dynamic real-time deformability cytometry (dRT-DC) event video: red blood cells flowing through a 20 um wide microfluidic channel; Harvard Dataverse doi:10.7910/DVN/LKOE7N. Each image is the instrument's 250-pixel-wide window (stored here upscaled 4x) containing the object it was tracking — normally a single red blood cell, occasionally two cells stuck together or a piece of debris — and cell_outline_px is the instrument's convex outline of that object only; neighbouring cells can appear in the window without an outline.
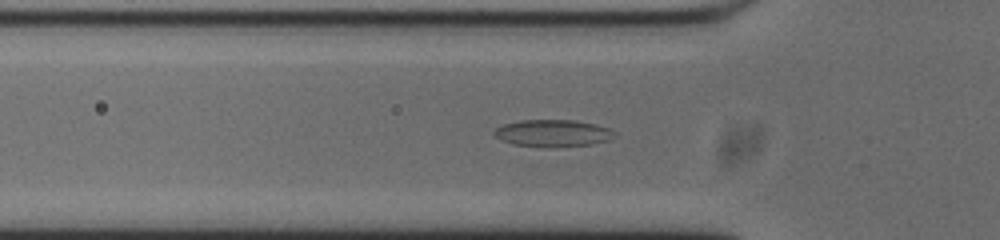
{"species": "common noctule bat (a hibernating species)", "species_latin": "Nyctalus noctula", "temperature_condition": "cold", "stored_images_in_passage": 45, "camera_frame_rate_fps": 3000, "um_per_image_px": 0.085, "animal": {"sex": "male", "body_mass_g": 20.0, "forearm_length_mm": 53.3}, "frame": {"image": 1, "passage_image": 7, "time_ms": 2.0, "image_size_px": [1000, 240], "cell_outline_px": [[616, 132], [608, 140], [592, 144], [556, 148], [548, 148], [512, 144], [500, 140], [492, 132], [496, 128], [504, 124], [520, 120], [576, 120], [596, 124], [608, 128]], "centroid_in_image_um": [46.97, 11.33], "position_along_channel_um": 78.8, "area_um2": 19.19}}
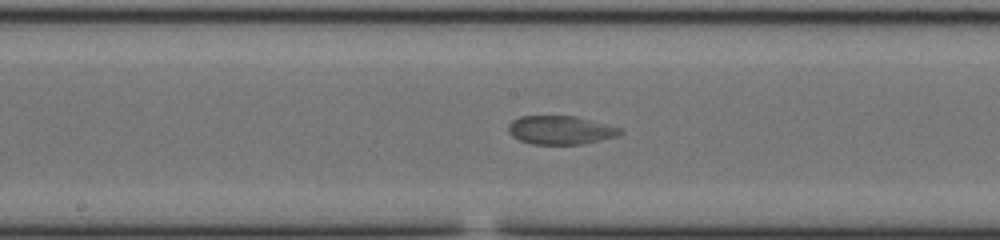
{"frame": {"image": 2, "passage_image": 17, "time_ms": 5.333, "image_size_px": [1000, 240], "cell_outline_px": [[624, 132], [616, 136], [600, 140], [580, 144], [532, 144], [520, 140], [512, 136], [508, 132], [508, 124], [512, 120], [520, 116], [576, 116], [620, 128]], "centroid_in_image_um": [47.6, 11.05], "position_along_channel_um": 200.6, "area_um2": 18.5}}
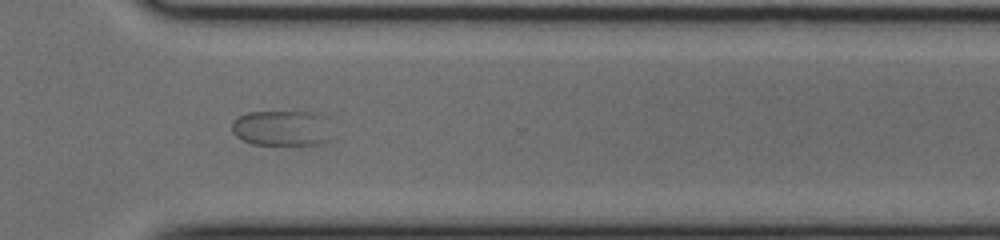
{"frame": {"image": 3, "passage_image": 29, "time_ms": 9.333, "image_size_px": [1000, 240], "cell_outline_px": [[328, 140], [320, 144], [252, 144], [236, 136], [232, 132], [232, 120], [236, 116], [248, 112], [320, 112]], "centroid_in_image_um": [23.82, 10.88], "position_along_channel_um": 346.8, "area_um2": 20.17}}